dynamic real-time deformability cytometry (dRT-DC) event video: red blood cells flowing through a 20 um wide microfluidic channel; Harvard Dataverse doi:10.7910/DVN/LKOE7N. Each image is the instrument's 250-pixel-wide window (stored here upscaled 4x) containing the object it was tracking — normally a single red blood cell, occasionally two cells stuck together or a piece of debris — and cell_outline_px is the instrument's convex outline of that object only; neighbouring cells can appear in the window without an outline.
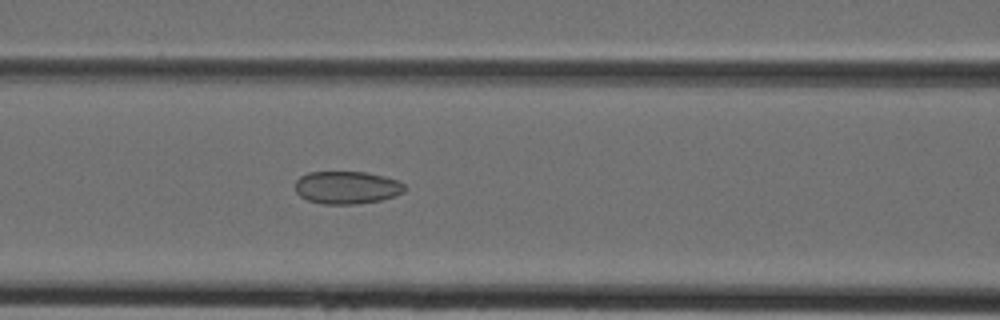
{"species": "Egyptian fruit bat (a non-hibernating species)", "species_latin": "Rousettus aegyptiacus", "temperature_condition": "cold", "stored_images_in_passage": 38, "camera_frame_rate_fps": 3000, "um_per_image_px": 0.085, "animal": {"sex": "female"}, "frame": {"image": 1, "passage_image": 13, "time_ms": 4.0, "image_size_px": [1000, 320], "cell_outline_px": [[408, 188], [404, 192], [396, 196], [380, 200], [356, 204], [324, 204], [308, 200], [300, 196], [296, 192], [296, 180], [300, 176], [308, 172], [364, 172], [384, 176], [396, 180], [404, 184]], "centroid_in_image_um": [29.5, 15.94], "position_along_channel_um": 137.1, "area_um2": 20.92}}
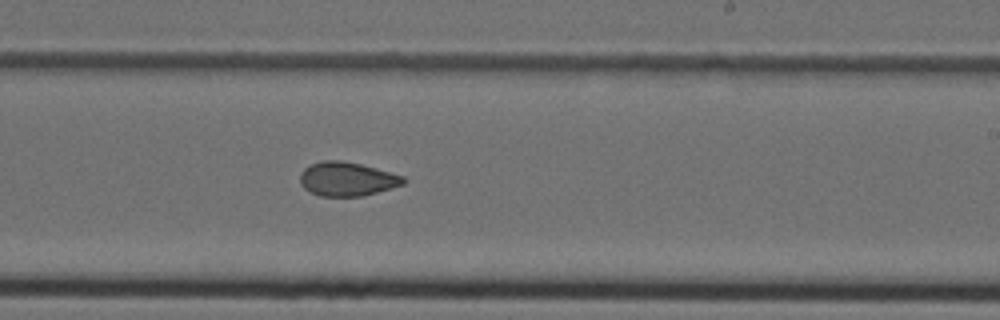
{"frame": {"image": 2, "passage_image": 21, "time_ms": 6.667, "image_size_px": [1000, 320], "cell_outline_px": [[408, 180], [404, 184], [376, 192], [360, 196], [320, 196], [304, 188], [300, 184], [300, 176], [304, 168], [312, 164], [324, 160], [340, 160], [360, 164], [376, 168], [404, 176]], "centroid_in_image_um": [29.51, 15.21], "position_along_channel_um": 259.5, "area_um2": 20.29}}
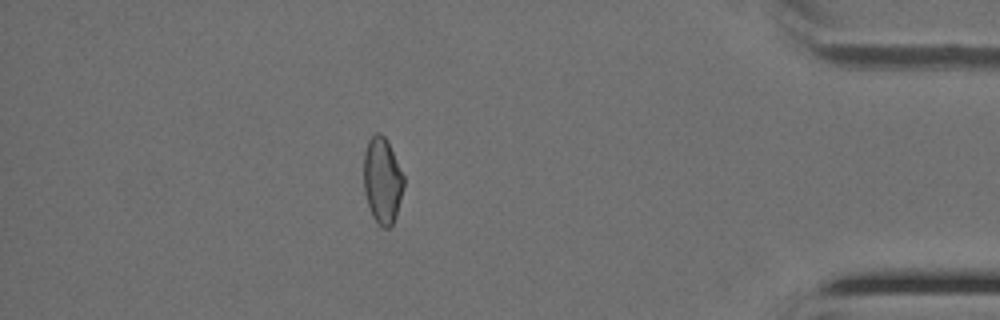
{"frame": {"image": 3, "passage_image": 33, "time_ms": 10.667, "image_size_px": [1000, 320], "cell_outline_px": [[404, 184], [396, 216], [392, 224], [388, 228], [384, 228], [372, 216], [364, 192], [364, 152], [368, 140], [376, 132], [380, 132], [388, 140], [404, 176]], "centroid_in_image_um": [32.5, 15.3], "position_along_channel_um": 402.7, "area_um2": 20.06}}